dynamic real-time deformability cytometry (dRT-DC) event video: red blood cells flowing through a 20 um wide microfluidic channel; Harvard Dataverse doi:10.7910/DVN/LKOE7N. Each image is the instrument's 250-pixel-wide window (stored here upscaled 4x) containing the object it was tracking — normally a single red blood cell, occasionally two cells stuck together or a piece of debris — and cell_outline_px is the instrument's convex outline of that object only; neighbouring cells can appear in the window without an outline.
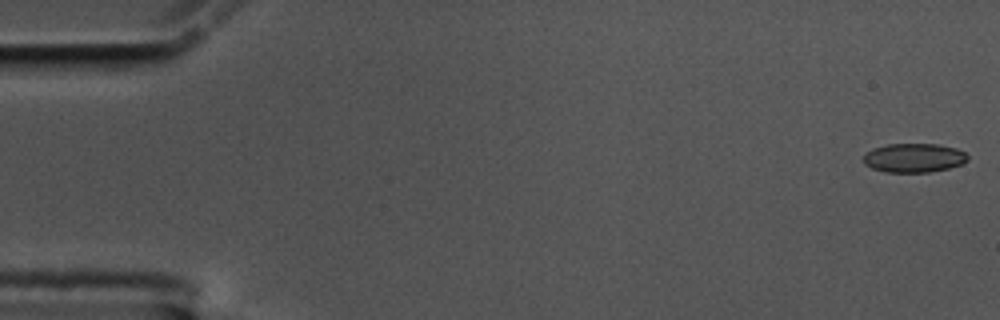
{"species": "common noctule bat (a hibernating species)", "species_latin": "Nyctalus noctula", "temperature_condition": "cold", "stored_images_in_passage": 57, "camera_frame_rate_fps": 3000, "um_per_image_px": 0.085, "animal": {"sex": "male", "body_mass_g": 17.5, "forearm_length_mm": 52.3}, "frame": {"image": 1, "passage_image": 1, "time_ms": 0.0, "image_size_px": [1000, 320], "cell_outline_px": [[968, 160], [960, 164], [948, 168], [928, 172], [884, 172], [872, 168], [864, 164], [864, 156], [872, 148], [888, 144], [936, 144], [956, 148], [964, 152], [968, 156]], "centroid_in_image_um": [77.67, 13.42], "position_along_channel_um": 7.3, "area_um2": 17.51}}
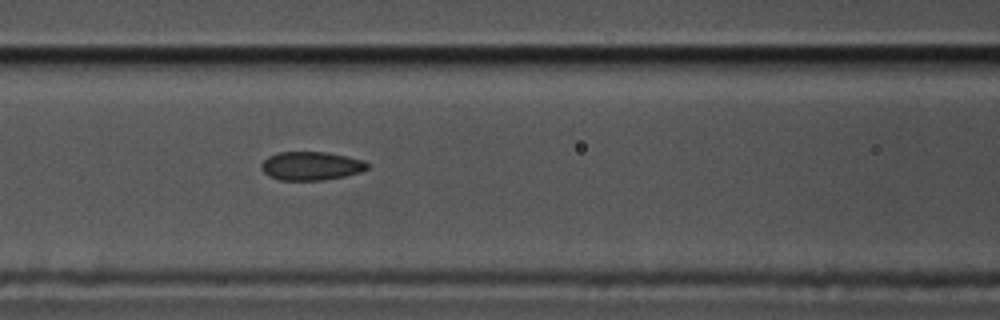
{"frame": {"image": 2, "passage_image": 24, "time_ms": 7.667, "image_size_px": [1000, 320], "cell_outline_px": [[368, 168], [360, 172], [344, 176], [324, 180], [280, 180], [268, 176], [260, 168], [260, 164], [268, 156], [280, 152], [328, 152], [348, 156], [364, 160], [368, 164]], "centroid_in_image_um": [26.43, 14.1], "position_along_channel_um": 140.2, "area_um2": 17.74}}
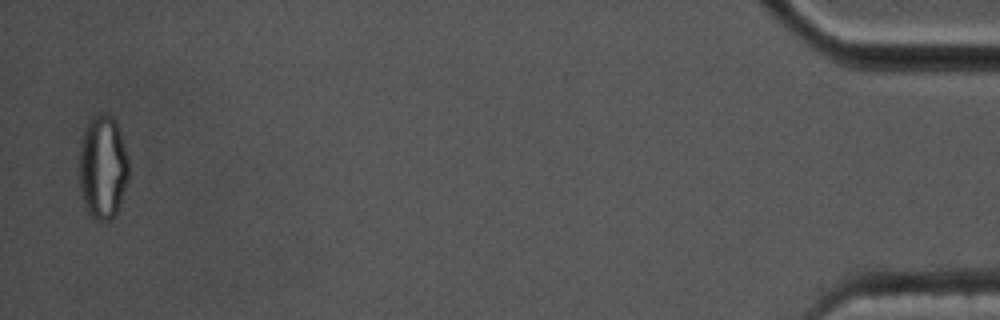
{"frame": {"image": 3, "passage_image": 56, "time_ms": 18.333, "image_size_px": [1000, 320], "cell_outline_px": [[128, 176], [116, 212], [108, 220], [96, 220], [88, 212], [84, 204], [80, 188], [80, 144], [84, 128], [92, 116], [112, 116], [116, 124], [128, 160]], "centroid_in_image_um": [8.7, 14.22], "position_along_channel_um": 426.5, "area_um2": 29.02}, "authors_computed_cell_mechanics": {"area_um2": 18.207, "velocity_mm_per_s": 3.5305, "shape_relaxation_time_tau1_ms": null, "shape_relaxation_time_tau2_ms": 5.0057, "deformation_change_tau1": null, "deformation_change_tau2": 0.0731}}